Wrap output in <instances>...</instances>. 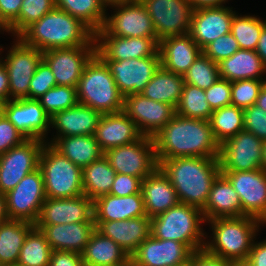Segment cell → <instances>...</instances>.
<instances>
[{"label":"cell","instance_id":"obj_1","mask_svg":"<svg viewBox=\"0 0 266 266\" xmlns=\"http://www.w3.org/2000/svg\"><path fill=\"white\" fill-rule=\"evenodd\" d=\"M157 160L177 157H219L210 122L175 113L153 137Z\"/></svg>","mask_w":266,"mask_h":266},{"label":"cell","instance_id":"obj_2","mask_svg":"<svg viewBox=\"0 0 266 266\" xmlns=\"http://www.w3.org/2000/svg\"><path fill=\"white\" fill-rule=\"evenodd\" d=\"M180 203L204 209L212 185L221 173L218 157H177L157 160Z\"/></svg>","mask_w":266,"mask_h":266},{"label":"cell","instance_id":"obj_3","mask_svg":"<svg viewBox=\"0 0 266 266\" xmlns=\"http://www.w3.org/2000/svg\"><path fill=\"white\" fill-rule=\"evenodd\" d=\"M18 38L41 52L55 48L96 46L94 33L86 25L56 7L28 26Z\"/></svg>","mask_w":266,"mask_h":266},{"label":"cell","instance_id":"obj_4","mask_svg":"<svg viewBox=\"0 0 266 266\" xmlns=\"http://www.w3.org/2000/svg\"><path fill=\"white\" fill-rule=\"evenodd\" d=\"M206 222L209 227L211 225L212 239L205 241L204 249L233 264H243L247 260L263 224L250 216L216 218Z\"/></svg>","mask_w":266,"mask_h":266},{"label":"cell","instance_id":"obj_5","mask_svg":"<svg viewBox=\"0 0 266 266\" xmlns=\"http://www.w3.org/2000/svg\"><path fill=\"white\" fill-rule=\"evenodd\" d=\"M78 103L102 113H117L123 108L114 78L106 63L95 54L85 65L76 87Z\"/></svg>","mask_w":266,"mask_h":266},{"label":"cell","instance_id":"obj_6","mask_svg":"<svg viewBox=\"0 0 266 266\" xmlns=\"http://www.w3.org/2000/svg\"><path fill=\"white\" fill-rule=\"evenodd\" d=\"M206 222L201 209L178 203L164 213L151 218V235L161 240H175L186 244L193 252L204 249ZM202 225V226H201Z\"/></svg>","mask_w":266,"mask_h":266},{"label":"cell","instance_id":"obj_7","mask_svg":"<svg viewBox=\"0 0 266 266\" xmlns=\"http://www.w3.org/2000/svg\"><path fill=\"white\" fill-rule=\"evenodd\" d=\"M39 168L44 179L46 197L72 198L83 195L82 168L45 143L40 154Z\"/></svg>","mask_w":266,"mask_h":266},{"label":"cell","instance_id":"obj_8","mask_svg":"<svg viewBox=\"0 0 266 266\" xmlns=\"http://www.w3.org/2000/svg\"><path fill=\"white\" fill-rule=\"evenodd\" d=\"M46 198L43 174L37 168L5 194L7 216L35 224Z\"/></svg>","mask_w":266,"mask_h":266},{"label":"cell","instance_id":"obj_9","mask_svg":"<svg viewBox=\"0 0 266 266\" xmlns=\"http://www.w3.org/2000/svg\"><path fill=\"white\" fill-rule=\"evenodd\" d=\"M104 156L116 173L135 176L141 180L159 167L153 138L147 136L128 145L111 148Z\"/></svg>","mask_w":266,"mask_h":266},{"label":"cell","instance_id":"obj_10","mask_svg":"<svg viewBox=\"0 0 266 266\" xmlns=\"http://www.w3.org/2000/svg\"><path fill=\"white\" fill-rule=\"evenodd\" d=\"M15 40L6 57L0 59L8 73L10 100L29 99L30 81L43 60V52L24 44L18 37Z\"/></svg>","mask_w":266,"mask_h":266},{"label":"cell","instance_id":"obj_11","mask_svg":"<svg viewBox=\"0 0 266 266\" xmlns=\"http://www.w3.org/2000/svg\"><path fill=\"white\" fill-rule=\"evenodd\" d=\"M150 15L159 42L189 34L193 7L189 0H140Z\"/></svg>","mask_w":266,"mask_h":266},{"label":"cell","instance_id":"obj_12","mask_svg":"<svg viewBox=\"0 0 266 266\" xmlns=\"http://www.w3.org/2000/svg\"><path fill=\"white\" fill-rule=\"evenodd\" d=\"M115 10L106 15L102 29L112 36L157 37L153 22L140 0H128L107 7Z\"/></svg>","mask_w":266,"mask_h":266},{"label":"cell","instance_id":"obj_13","mask_svg":"<svg viewBox=\"0 0 266 266\" xmlns=\"http://www.w3.org/2000/svg\"><path fill=\"white\" fill-rule=\"evenodd\" d=\"M46 142L26 139L0 154V193L12 190L22 178L39 168L41 151Z\"/></svg>","mask_w":266,"mask_h":266},{"label":"cell","instance_id":"obj_14","mask_svg":"<svg viewBox=\"0 0 266 266\" xmlns=\"http://www.w3.org/2000/svg\"><path fill=\"white\" fill-rule=\"evenodd\" d=\"M262 158L263 141L248 131H240L220 144V171L262 169Z\"/></svg>","mask_w":266,"mask_h":266},{"label":"cell","instance_id":"obj_15","mask_svg":"<svg viewBox=\"0 0 266 266\" xmlns=\"http://www.w3.org/2000/svg\"><path fill=\"white\" fill-rule=\"evenodd\" d=\"M237 192L242 216H250L266 225V172L263 169L250 171H221Z\"/></svg>","mask_w":266,"mask_h":266},{"label":"cell","instance_id":"obj_16","mask_svg":"<svg viewBox=\"0 0 266 266\" xmlns=\"http://www.w3.org/2000/svg\"><path fill=\"white\" fill-rule=\"evenodd\" d=\"M103 61L109 67L123 97L140 94L161 66L158 51L151 57Z\"/></svg>","mask_w":266,"mask_h":266},{"label":"cell","instance_id":"obj_17","mask_svg":"<svg viewBox=\"0 0 266 266\" xmlns=\"http://www.w3.org/2000/svg\"><path fill=\"white\" fill-rule=\"evenodd\" d=\"M122 111L135 122L143 136L153 137L175 115V109L166 103L131 94L123 97Z\"/></svg>","mask_w":266,"mask_h":266},{"label":"cell","instance_id":"obj_18","mask_svg":"<svg viewBox=\"0 0 266 266\" xmlns=\"http://www.w3.org/2000/svg\"><path fill=\"white\" fill-rule=\"evenodd\" d=\"M96 54V46L55 48L43 52L57 85L77 87L85 65Z\"/></svg>","mask_w":266,"mask_h":266},{"label":"cell","instance_id":"obj_19","mask_svg":"<svg viewBox=\"0 0 266 266\" xmlns=\"http://www.w3.org/2000/svg\"><path fill=\"white\" fill-rule=\"evenodd\" d=\"M193 251L184 243L150 235L130 256L136 266H188Z\"/></svg>","mask_w":266,"mask_h":266},{"label":"cell","instance_id":"obj_20","mask_svg":"<svg viewBox=\"0 0 266 266\" xmlns=\"http://www.w3.org/2000/svg\"><path fill=\"white\" fill-rule=\"evenodd\" d=\"M3 115L27 138L46 142L50 116L36 99H14L5 102Z\"/></svg>","mask_w":266,"mask_h":266},{"label":"cell","instance_id":"obj_21","mask_svg":"<svg viewBox=\"0 0 266 266\" xmlns=\"http://www.w3.org/2000/svg\"><path fill=\"white\" fill-rule=\"evenodd\" d=\"M96 54L102 60L151 57L158 51L157 37H121L108 35L103 29L94 34Z\"/></svg>","mask_w":266,"mask_h":266},{"label":"cell","instance_id":"obj_22","mask_svg":"<svg viewBox=\"0 0 266 266\" xmlns=\"http://www.w3.org/2000/svg\"><path fill=\"white\" fill-rule=\"evenodd\" d=\"M76 222H94L93 201L84 194L72 198L47 197L35 225Z\"/></svg>","mask_w":266,"mask_h":266},{"label":"cell","instance_id":"obj_23","mask_svg":"<svg viewBox=\"0 0 266 266\" xmlns=\"http://www.w3.org/2000/svg\"><path fill=\"white\" fill-rule=\"evenodd\" d=\"M235 12L228 6L195 9L191 18L189 35L203 49L218 37L231 32Z\"/></svg>","mask_w":266,"mask_h":266},{"label":"cell","instance_id":"obj_24","mask_svg":"<svg viewBox=\"0 0 266 266\" xmlns=\"http://www.w3.org/2000/svg\"><path fill=\"white\" fill-rule=\"evenodd\" d=\"M102 113L91 107L77 104L50 117V127L56 129L57 135L46 143L53 144L60 137L76 135H94Z\"/></svg>","mask_w":266,"mask_h":266},{"label":"cell","instance_id":"obj_25","mask_svg":"<svg viewBox=\"0 0 266 266\" xmlns=\"http://www.w3.org/2000/svg\"><path fill=\"white\" fill-rule=\"evenodd\" d=\"M94 222L101 234L112 239L129 256L151 235V218L148 216L120 221Z\"/></svg>","mask_w":266,"mask_h":266},{"label":"cell","instance_id":"obj_26","mask_svg":"<svg viewBox=\"0 0 266 266\" xmlns=\"http://www.w3.org/2000/svg\"><path fill=\"white\" fill-rule=\"evenodd\" d=\"M142 136L135 122L123 111L103 114L94 133L104 153L111 148L133 143Z\"/></svg>","mask_w":266,"mask_h":266},{"label":"cell","instance_id":"obj_27","mask_svg":"<svg viewBox=\"0 0 266 266\" xmlns=\"http://www.w3.org/2000/svg\"><path fill=\"white\" fill-rule=\"evenodd\" d=\"M161 66L172 73L183 76L202 53L189 34L170 36L158 42Z\"/></svg>","mask_w":266,"mask_h":266},{"label":"cell","instance_id":"obj_28","mask_svg":"<svg viewBox=\"0 0 266 266\" xmlns=\"http://www.w3.org/2000/svg\"><path fill=\"white\" fill-rule=\"evenodd\" d=\"M35 226L43 232L52 251L62 250L79 254L83 253L91 234L96 229L95 222Z\"/></svg>","mask_w":266,"mask_h":266},{"label":"cell","instance_id":"obj_29","mask_svg":"<svg viewBox=\"0 0 266 266\" xmlns=\"http://www.w3.org/2000/svg\"><path fill=\"white\" fill-rule=\"evenodd\" d=\"M141 193L149 218L158 216L179 203L174 187L159 167L142 180Z\"/></svg>","mask_w":266,"mask_h":266},{"label":"cell","instance_id":"obj_30","mask_svg":"<svg viewBox=\"0 0 266 266\" xmlns=\"http://www.w3.org/2000/svg\"><path fill=\"white\" fill-rule=\"evenodd\" d=\"M94 221H120L147 216L142 193L104 195L93 201Z\"/></svg>","mask_w":266,"mask_h":266},{"label":"cell","instance_id":"obj_31","mask_svg":"<svg viewBox=\"0 0 266 266\" xmlns=\"http://www.w3.org/2000/svg\"><path fill=\"white\" fill-rule=\"evenodd\" d=\"M202 212L205 221L242 216L239 196L224 174L216 177Z\"/></svg>","mask_w":266,"mask_h":266},{"label":"cell","instance_id":"obj_32","mask_svg":"<svg viewBox=\"0 0 266 266\" xmlns=\"http://www.w3.org/2000/svg\"><path fill=\"white\" fill-rule=\"evenodd\" d=\"M218 70L219 77L230 82L244 79L266 80V66L253 50L239 49L231 57L221 60Z\"/></svg>","mask_w":266,"mask_h":266},{"label":"cell","instance_id":"obj_33","mask_svg":"<svg viewBox=\"0 0 266 266\" xmlns=\"http://www.w3.org/2000/svg\"><path fill=\"white\" fill-rule=\"evenodd\" d=\"M82 260L84 266H113L128 264L130 256L112 239L95 229L82 253Z\"/></svg>","mask_w":266,"mask_h":266},{"label":"cell","instance_id":"obj_34","mask_svg":"<svg viewBox=\"0 0 266 266\" xmlns=\"http://www.w3.org/2000/svg\"><path fill=\"white\" fill-rule=\"evenodd\" d=\"M52 146L80 168L88 166L104 155L94 135L60 137Z\"/></svg>","mask_w":266,"mask_h":266},{"label":"cell","instance_id":"obj_35","mask_svg":"<svg viewBox=\"0 0 266 266\" xmlns=\"http://www.w3.org/2000/svg\"><path fill=\"white\" fill-rule=\"evenodd\" d=\"M183 86V76L165 70L160 66L140 94L151 100L169 104L176 109Z\"/></svg>","mask_w":266,"mask_h":266},{"label":"cell","instance_id":"obj_36","mask_svg":"<svg viewBox=\"0 0 266 266\" xmlns=\"http://www.w3.org/2000/svg\"><path fill=\"white\" fill-rule=\"evenodd\" d=\"M35 224L8 219L0 223V261L5 266H16L28 232Z\"/></svg>","mask_w":266,"mask_h":266},{"label":"cell","instance_id":"obj_37","mask_svg":"<svg viewBox=\"0 0 266 266\" xmlns=\"http://www.w3.org/2000/svg\"><path fill=\"white\" fill-rule=\"evenodd\" d=\"M116 171L103 155L100 159L82 168L83 194L92 201L110 194Z\"/></svg>","mask_w":266,"mask_h":266},{"label":"cell","instance_id":"obj_38","mask_svg":"<svg viewBox=\"0 0 266 266\" xmlns=\"http://www.w3.org/2000/svg\"><path fill=\"white\" fill-rule=\"evenodd\" d=\"M55 7L80 20L94 34L102 29L108 10L102 0H55Z\"/></svg>","mask_w":266,"mask_h":266},{"label":"cell","instance_id":"obj_39","mask_svg":"<svg viewBox=\"0 0 266 266\" xmlns=\"http://www.w3.org/2000/svg\"><path fill=\"white\" fill-rule=\"evenodd\" d=\"M242 108L229 105L216 109L209 119L215 140L222 144L225 140L244 130Z\"/></svg>","mask_w":266,"mask_h":266},{"label":"cell","instance_id":"obj_40","mask_svg":"<svg viewBox=\"0 0 266 266\" xmlns=\"http://www.w3.org/2000/svg\"><path fill=\"white\" fill-rule=\"evenodd\" d=\"M51 253L45 235L34 226L25 238L16 266H49Z\"/></svg>","mask_w":266,"mask_h":266},{"label":"cell","instance_id":"obj_41","mask_svg":"<svg viewBox=\"0 0 266 266\" xmlns=\"http://www.w3.org/2000/svg\"><path fill=\"white\" fill-rule=\"evenodd\" d=\"M175 113L187 118L209 121L213 110L206 100L204 89L184 83Z\"/></svg>","mask_w":266,"mask_h":266},{"label":"cell","instance_id":"obj_42","mask_svg":"<svg viewBox=\"0 0 266 266\" xmlns=\"http://www.w3.org/2000/svg\"><path fill=\"white\" fill-rule=\"evenodd\" d=\"M266 26V19L255 15H238L234 13L231 23V33L237 40L240 49L256 50L262 29Z\"/></svg>","mask_w":266,"mask_h":266},{"label":"cell","instance_id":"obj_43","mask_svg":"<svg viewBox=\"0 0 266 266\" xmlns=\"http://www.w3.org/2000/svg\"><path fill=\"white\" fill-rule=\"evenodd\" d=\"M55 8V0H23L18 18L8 27L18 37L28 26Z\"/></svg>","mask_w":266,"mask_h":266},{"label":"cell","instance_id":"obj_44","mask_svg":"<svg viewBox=\"0 0 266 266\" xmlns=\"http://www.w3.org/2000/svg\"><path fill=\"white\" fill-rule=\"evenodd\" d=\"M219 78L218 63L201 53L183 75L184 83L201 89L211 87Z\"/></svg>","mask_w":266,"mask_h":266},{"label":"cell","instance_id":"obj_45","mask_svg":"<svg viewBox=\"0 0 266 266\" xmlns=\"http://www.w3.org/2000/svg\"><path fill=\"white\" fill-rule=\"evenodd\" d=\"M37 100L50 117L78 104L76 87L65 85L52 87Z\"/></svg>","mask_w":266,"mask_h":266},{"label":"cell","instance_id":"obj_46","mask_svg":"<svg viewBox=\"0 0 266 266\" xmlns=\"http://www.w3.org/2000/svg\"><path fill=\"white\" fill-rule=\"evenodd\" d=\"M266 80L244 79L231 82V105L245 109L255 105Z\"/></svg>","mask_w":266,"mask_h":266},{"label":"cell","instance_id":"obj_47","mask_svg":"<svg viewBox=\"0 0 266 266\" xmlns=\"http://www.w3.org/2000/svg\"><path fill=\"white\" fill-rule=\"evenodd\" d=\"M239 49L237 40L230 32L209 43L202 49V53L213 62L219 63L221 60L231 57Z\"/></svg>","mask_w":266,"mask_h":266},{"label":"cell","instance_id":"obj_48","mask_svg":"<svg viewBox=\"0 0 266 266\" xmlns=\"http://www.w3.org/2000/svg\"><path fill=\"white\" fill-rule=\"evenodd\" d=\"M56 80L49 65L42 60L31 78L29 86V99H38L49 89L55 87Z\"/></svg>","mask_w":266,"mask_h":266},{"label":"cell","instance_id":"obj_49","mask_svg":"<svg viewBox=\"0 0 266 266\" xmlns=\"http://www.w3.org/2000/svg\"><path fill=\"white\" fill-rule=\"evenodd\" d=\"M205 96L213 111L231 105V82L219 77L211 87L205 89Z\"/></svg>","mask_w":266,"mask_h":266},{"label":"cell","instance_id":"obj_50","mask_svg":"<svg viewBox=\"0 0 266 266\" xmlns=\"http://www.w3.org/2000/svg\"><path fill=\"white\" fill-rule=\"evenodd\" d=\"M244 130L266 141V111L252 105L243 109Z\"/></svg>","mask_w":266,"mask_h":266},{"label":"cell","instance_id":"obj_51","mask_svg":"<svg viewBox=\"0 0 266 266\" xmlns=\"http://www.w3.org/2000/svg\"><path fill=\"white\" fill-rule=\"evenodd\" d=\"M27 138L4 116H0V154L21 144Z\"/></svg>","mask_w":266,"mask_h":266},{"label":"cell","instance_id":"obj_52","mask_svg":"<svg viewBox=\"0 0 266 266\" xmlns=\"http://www.w3.org/2000/svg\"><path fill=\"white\" fill-rule=\"evenodd\" d=\"M142 180L135 176L116 173L110 194L123 197L141 192Z\"/></svg>","mask_w":266,"mask_h":266},{"label":"cell","instance_id":"obj_53","mask_svg":"<svg viewBox=\"0 0 266 266\" xmlns=\"http://www.w3.org/2000/svg\"><path fill=\"white\" fill-rule=\"evenodd\" d=\"M228 260L208 253L205 249L196 250L192 253L188 266H233Z\"/></svg>","mask_w":266,"mask_h":266},{"label":"cell","instance_id":"obj_54","mask_svg":"<svg viewBox=\"0 0 266 266\" xmlns=\"http://www.w3.org/2000/svg\"><path fill=\"white\" fill-rule=\"evenodd\" d=\"M49 266H84L82 254L55 250L50 256Z\"/></svg>","mask_w":266,"mask_h":266},{"label":"cell","instance_id":"obj_55","mask_svg":"<svg viewBox=\"0 0 266 266\" xmlns=\"http://www.w3.org/2000/svg\"><path fill=\"white\" fill-rule=\"evenodd\" d=\"M23 0H0V20L7 28L18 18Z\"/></svg>","mask_w":266,"mask_h":266},{"label":"cell","instance_id":"obj_56","mask_svg":"<svg viewBox=\"0 0 266 266\" xmlns=\"http://www.w3.org/2000/svg\"><path fill=\"white\" fill-rule=\"evenodd\" d=\"M244 266H266V239L260 242H253L251 251Z\"/></svg>","mask_w":266,"mask_h":266},{"label":"cell","instance_id":"obj_57","mask_svg":"<svg viewBox=\"0 0 266 266\" xmlns=\"http://www.w3.org/2000/svg\"><path fill=\"white\" fill-rule=\"evenodd\" d=\"M3 52V47H0V55ZM0 99L5 102L10 100V90H9V78L6 70L5 64L0 59Z\"/></svg>","mask_w":266,"mask_h":266},{"label":"cell","instance_id":"obj_58","mask_svg":"<svg viewBox=\"0 0 266 266\" xmlns=\"http://www.w3.org/2000/svg\"><path fill=\"white\" fill-rule=\"evenodd\" d=\"M228 0H189L193 9L224 6Z\"/></svg>","mask_w":266,"mask_h":266},{"label":"cell","instance_id":"obj_59","mask_svg":"<svg viewBox=\"0 0 266 266\" xmlns=\"http://www.w3.org/2000/svg\"><path fill=\"white\" fill-rule=\"evenodd\" d=\"M255 51L257 55L262 59L263 64L266 66V26L262 29Z\"/></svg>","mask_w":266,"mask_h":266},{"label":"cell","instance_id":"obj_60","mask_svg":"<svg viewBox=\"0 0 266 266\" xmlns=\"http://www.w3.org/2000/svg\"><path fill=\"white\" fill-rule=\"evenodd\" d=\"M255 105L266 111V83L263 85Z\"/></svg>","mask_w":266,"mask_h":266},{"label":"cell","instance_id":"obj_61","mask_svg":"<svg viewBox=\"0 0 266 266\" xmlns=\"http://www.w3.org/2000/svg\"><path fill=\"white\" fill-rule=\"evenodd\" d=\"M6 212L5 194L0 193V223L8 220Z\"/></svg>","mask_w":266,"mask_h":266},{"label":"cell","instance_id":"obj_62","mask_svg":"<svg viewBox=\"0 0 266 266\" xmlns=\"http://www.w3.org/2000/svg\"><path fill=\"white\" fill-rule=\"evenodd\" d=\"M262 169L266 172V141H263Z\"/></svg>","mask_w":266,"mask_h":266},{"label":"cell","instance_id":"obj_63","mask_svg":"<svg viewBox=\"0 0 266 266\" xmlns=\"http://www.w3.org/2000/svg\"><path fill=\"white\" fill-rule=\"evenodd\" d=\"M102 1L106 4V6H109L115 3L126 2L128 0H102Z\"/></svg>","mask_w":266,"mask_h":266},{"label":"cell","instance_id":"obj_64","mask_svg":"<svg viewBox=\"0 0 266 266\" xmlns=\"http://www.w3.org/2000/svg\"><path fill=\"white\" fill-rule=\"evenodd\" d=\"M1 31L9 33L7 26L0 20V33Z\"/></svg>","mask_w":266,"mask_h":266},{"label":"cell","instance_id":"obj_65","mask_svg":"<svg viewBox=\"0 0 266 266\" xmlns=\"http://www.w3.org/2000/svg\"><path fill=\"white\" fill-rule=\"evenodd\" d=\"M4 106H5V101L0 99V116L3 115Z\"/></svg>","mask_w":266,"mask_h":266},{"label":"cell","instance_id":"obj_66","mask_svg":"<svg viewBox=\"0 0 266 266\" xmlns=\"http://www.w3.org/2000/svg\"><path fill=\"white\" fill-rule=\"evenodd\" d=\"M126 266H136L131 261Z\"/></svg>","mask_w":266,"mask_h":266},{"label":"cell","instance_id":"obj_67","mask_svg":"<svg viewBox=\"0 0 266 266\" xmlns=\"http://www.w3.org/2000/svg\"><path fill=\"white\" fill-rule=\"evenodd\" d=\"M127 264L113 265V266H126Z\"/></svg>","mask_w":266,"mask_h":266},{"label":"cell","instance_id":"obj_68","mask_svg":"<svg viewBox=\"0 0 266 266\" xmlns=\"http://www.w3.org/2000/svg\"><path fill=\"white\" fill-rule=\"evenodd\" d=\"M233 266H244L243 264H234Z\"/></svg>","mask_w":266,"mask_h":266}]
</instances>
